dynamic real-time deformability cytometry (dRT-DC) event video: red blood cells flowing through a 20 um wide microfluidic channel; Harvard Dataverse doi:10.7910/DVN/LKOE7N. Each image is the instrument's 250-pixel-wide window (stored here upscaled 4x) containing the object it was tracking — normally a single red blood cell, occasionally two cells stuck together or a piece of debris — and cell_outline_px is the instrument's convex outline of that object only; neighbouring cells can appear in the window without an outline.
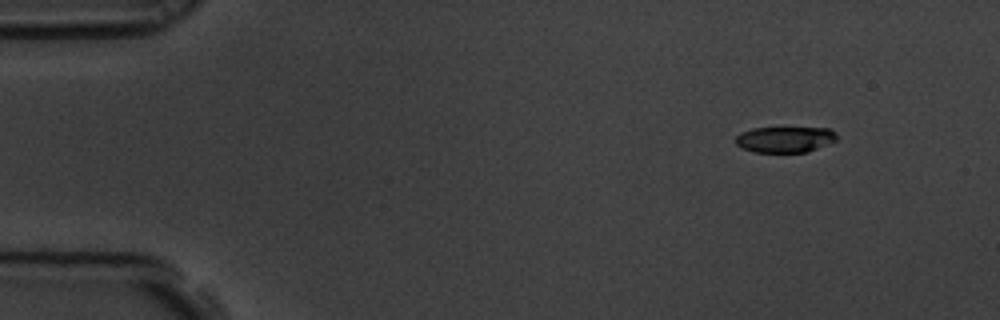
{"species": "common noctule bat (a hibernating species)", "species_latin": "Nyctalus noctula", "temperature_condition": "room temperature", "stored_images_in_passage": 5, "segment_of_instrument_passage": [1, 2], "camera_frame_rate_fps": 3000, "um_per_image_px": 0.085, "animal": {"sex": "male", "body_mass_g": 19.5, "forearm_length_mm": 54.6}, "frame": {"image": 1, "passage_image": 1, "time_ms": 0.0, "image_size_px": [1000, 320], "cell_outline_px": [[836, 140], [808, 152], [756, 152], [744, 148], [736, 144], [736, 136], [740, 132], [752, 128], [828, 128], [836, 132]], "centroid_in_image_um": [66.72, 11.84], "position_along_channel_um": 18.3, "area_um2": 15.14}}
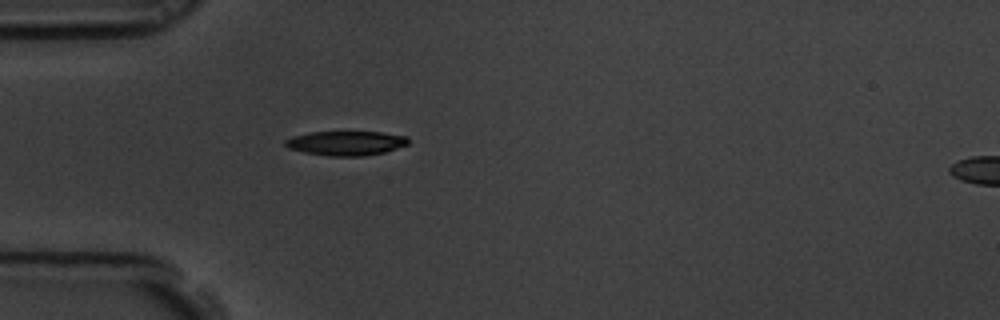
{"frame": {"image": 2, "passage_image": 4, "time_ms": 1.0, "image_size_px": [1000, 320], "cell_outline_px": [[408, 144], [384, 152], [364, 156], [328, 156], [304, 152], [288, 148], [284, 144], [284, 140], [292, 136], [312, 132], [380, 132], [408, 136]], "centroid_in_image_um": [29.39, 12.17], "position_along_channel_um": 55.6, "area_um2": 17.46}}